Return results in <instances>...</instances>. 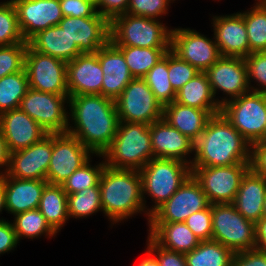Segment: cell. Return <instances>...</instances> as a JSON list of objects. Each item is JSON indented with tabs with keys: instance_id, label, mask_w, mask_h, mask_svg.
I'll use <instances>...</instances> for the list:
<instances>
[{
	"instance_id": "54",
	"label": "cell",
	"mask_w": 266,
	"mask_h": 266,
	"mask_svg": "<svg viewBox=\"0 0 266 266\" xmlns=\"http://www.w3.org/2000/svg\"><path fill=\"white\" fill-rule=\"evenodd\" d=\"M146 252V257L142 258L137 266H160L157 258L147 248Z\"/></svg>"
},
{
	"instance_id": "3",
	"label": "cell",
	"mask_w": 266,
	"mask_h": 266,
	"mask_svg": "<svg viewBox=\"0 0 266 266\" xmlns=\"http://www.w3.org/2000/svg\"><path fill=\"white\" fill-rule=\"evenodd\" d=\"M99 189L104 216L113 225L139 213H145L149 223L151 215L144 206L139 170L115 169L106 165L101 173Z\"/></svg>"
},
{
	"instance_id": "18",
	"label": "cell",
	"mask_w": 266,
	"mask_h": 266,
	"mask_svg": "<svg viewBox=\"0 0 266 266\" xmlns=\"http://www.w3.org/2000/svg\"><path fill=\"white\" fill-rule=\"evenodd\" d=\"M52 155V134L28 148L10 153L7 175L18 179L46 180Z\"/></svg>"
},
{
	"instance_id": "55",
	"label": "cell",
	"mask_w": 266,
	"mask_h": 266,
	"mask_svg": "<svg viewBox=\"0 0 266 266\" xmlns=\"http://www.w3.org/2000/svg\"><path fill=\"white\" fill-rule=\"evenodd\" d=\"M3 210H6L5 207V188H4V180L0 176V213H2ZM5 221V219L1 218L0 223Z\"/></svg>"
},
{
	"instance_id": "56",
	"label": "cell",
	"mask_w": 266,
	"mask_h": 266,
	"mask_svg": "<svg viewBox=\"0 0 266 266\" xmlns=\"http://www.w3.org/2000/svg\"><path fill=\"white\" fill-rule=\"evenodd\" d=\"M263 216L266 217V196H265V201H264V206H263Z\"/></svg>"
},
{
	"instance_id": "45",
	"label": "cell",
	"mask_w": 266,
	"mask_h": 266,
	"mask_svg": "<svg viewBox=\"0 0 266 266\" xmlns=\"http://www.w3.org/2000/svg\"><path fill=\"white\" fill-rule=\"evenodd\" d=\"M185 224L200 241L212 240L211 204L199 212L192 213L185 220Z\"/></svg>"
},
{
	"instance_id": "4",
	"label": "cell",
	"mask_w": 266,
	"mask_h": 266,
	"mask_svg": "<svg viewBox=\"0 0 266 266\" xmlns=\"http://www.w3.org/2000/svg\"><path fill=\"white\" fill-rule=\"evenodd\" d=\"M96 156L102 157L111 168L141 170L154 158L150 125L119 121L110 146Z\"/></svg>"
},
{
	"instance_id": "52",
	"label": "cell",
	"mask_w": 266,
	"mask_h": 266,
	"mask_svg": "<svg viewBox=\"0 0 266 266\" xmlns=\"http://www.w3.org/2000/svg\"><path fill=\"white\" fill-rule=\"evenodd\" d=\"M255 249L266 253V217L255 223Z\"/></svg>"
},
{
	"instance_id": "12",
	"label": "cell",
	"mask_w": 266,
	"mask_h": 266,
	"mask_svg": "<svg viewBox=\"0 0 266 266\" xmlns=\"http://www.w3.org/2000/svg\"><path fill=\"white\" fill-rule=\"evenodd\" d=\"M25 70L28 76L29 88L56 95H69L66 62L34 51L28 45Z\"/></svg>"
},
{
	"instance_id": "41",
	"label": "cell",
	"mask_w": 266,
	"mask_h": 266,
	"mask_svg": "<svg viewBox=\"0 0 266 266\" xmlns=\"http://www.w3.org/2000/svg\"><path fill=\"white\" fill-rule=\"evenodd\" d=\"M28 42L0 46V79L25 69Z\"/></svg>"
},
{
	"instance_id": "2",
	"label": "cell",
	"mask_w": 266,
	"mask_h": 266,
	"mask_svg": "<svg viewBox=\"0 0 266 266\" xmlns=\"http://www.w3.org/2000/svg\"><path fill=\"white\" fill-rule=\"evenodd\" d=\"M191 167L231 166L250 163L251 144L220 112L213 115L193 144Z\"/></svg>"
},
{
	"instance_id": "32",
	"label": "cell",
	"mask_w": 266,
	"mask_h": 266,
	"mask_svg": "<svg viewBox=\"0 0 266 266\" xmlns=\"http://www.w3.org/2000/svg\"><path fill=\"white\" fill-rule=\"evenodd\" d=\"M234 252L221 243L208 240L185 254L187 266H232Z\"/></svg>"
},
{
	"instance_id": "24",
	"label": "cell",
	"mask_w": 266,
	"mask_h": 266,
	"mask_svg": "<svg viewBox=\"0 0 266 266\" xmlns=\"http://www.w3.org/2000/svg\"><path fill=\"white\" fill-rule=\"evenodd\" d=\"M103 71L102 95L116 100L133 80L121 50L110 40L97 52Z\"/></svg>"
},
{
	"instance_id": "42",
	"label": "cell",
	"mask_w": 266,
	"mask_h": 266,
	"mask_svg": "<svg viewBox=\"0 0 266 266\" xmlns=\"http://www.w3.org/2000/svg\"><path fill=\"white\" fill-rule=\"evenodd\" d=\"M243 60L250 91L266 93V51L250 53ZM251 82L257 83L256 86L254 87Z\"/></svg>"
},
{
	"instance_id": "35",
	"label": "cell",
	"mask_w": 266,
	"mask_h": 266,
	"mask_svg": "<svg viewBox=\"0 0 266 266\" xmlns=\"http://www.w3.org/2000/svg\"><path fill=\"white\" fill-rule=\"evenodd\" d=\"M239 13L247 28L249 54L266 51V7L257 0L252 9Z\"/></svg>"
},
{
	"instance_id": "10",
	"label": "cell",
	"mask_w": 266,
	"mask_h": 266,
	"mask_svg": "<svg viewBox=\"0 0 266 266\" xmlns=\"http://www.w3.org/2000/svg\"><path fill=\"white\" fill-rule=\"evenodd\" d=\"M119 121L151 125L162 119L163 106L143 78H133L115 100Z\"/></svg>"
},
{
	"instance_id": "11",
	"label": "cell",
	"mask_w": 266,
	"mask_h": 266,
	"mask_svg": "<svg viewBox=\"0 0 266 266\" xmlns=\"http://www.w3.org/2000/svg\"><path fill=\"white\" fill-rule=\"evenodd\" d=\"M210 204H232L250 163L231 166L191 167Z\"/></svg>"
},
{
	"instance_id": "21",
	"label": "cell",
	"mask_w": 266,
	"mask_h": 266,
	"mask_svg": "<svg viewBox=\"0 0 266 266\" xmlns=\"http://www.w3.org/2000/svg\"><path fill=\"white\" fill-rule=\"evenodd\" d=\"M103 71L97 53H82L67 63L70 96L102 95Z\"/></svg>"
},
{
	"instance_id": "33",
	"label": "cell",
	"mask_w": 266,
	"mask_h": 266,
	"mask_svg": "<svg viewBox=\"0 0 266 266\" xmlns=\"http://www.w3.org/2000/svg\"><path fill=\"white\" fill-rule=\"evenodd\" d=\"M117 47L123 53L129 71L134 78H143L171 50V48Z\"/></svg>"
},
{
	"instance_id": "51",
	"label": "cell",
	"mask_w": 266,
	"mask_h": 266,
	"mask_svg": "<svg viewBox=\"0 0 266 266\" xmlns=\"http://www.w3.org/2000/svg\"><path fill=\"white\" fill-rule=\"evenodd\" d=\"M19 243L12 222L5 220L0 223V256L14 251Z\"/></svg>"
},
{
	"instance_id": "8",
	"label": "cell",
	"mask_w": 266,
	"mask_h": 266,
	"mask_svg": "<svg viewBox=\"0 0 266 266\" xmlns=\"http://www.w3.org/2000/svg\"><path fill=\"white\" fill-rule=\"evenodd\" d=\"M212 240L234 253L255 249V222L244 218L233 204H211Z\"/></svg>"
},
{
	"instance_id": "31",
	"label": "cell",
	"mask_w": 266,
	"mask_h": 266,
	"mask_svg": "<svg viewBox=\"0 0 266 266\" xmlns=\"http://www.w3.org/2000/svg\"><path fill=\"white\" fill-rule=\"evenodd\" d=\"M67 198L68 195L62 185L48 183L42 192L38 209L56 233L60 232L64 224L70 220Z\"/></svg>"
},
{
	"instance_id": "49",
	"label": "cell",
	"mask_w": 266,
	"mask_h": 266,
	"mask_svg": "<svg viewBox=\"0 0 266 266\" xmlns=\"http://www.w3.org/2000/svg\"><path fill=\"white\" fill-rule=\"evenodd\" d=\"M232 266H266V253L257 249L236 252Z\"/></svg>"
},
{
	"instance_id": "23",
	"label": "cell",
	"mask_w": 266,
	"mask_h": 266,
	"mask_svg": "<svg viewBox=\"0 0 266 266\" xmlns=\"http://www.w3.org/2000/svg\"><path fill=\"white\" fill-rule=\"evenodd\" d=\"M150 134L154 158L178 160L191 165L194 142L187 136L163 118L150 125Z\"/></svg>"
},
{
	"instance_id": "57",
	"label": "cell",
	"mask_w": 266,
	"mask_h": 266,
	"mask_svg": "<svg viewBox=\"0 0 266 266\" xmlns=\"http://www.w3.org/2000/svg\"><path fill=\"white\" fill-rule=\"evenodd\" d=\"M266 7V0H259Z\"/></svg>"
},
{
	"instance_id": "22",
	"label": "cell",
	"mask_w": 266,
	"mask_h": 266,
	"mask_svg": "<svg viewBox=\"0 0 266 266\" xmlns=\"http://www.w3.org/2000/svg\"><path fill=\"white\" fill-rule=\"evenodd\" d=\"M0 128L9 153L28 148L48 134L20 108L1 113Z\"/></svg>"
},
{
	"instance_id": "28",
	"label": "cell",
	"mask_w": 266,
	"mask_h": 266,
	"mask_svg": "<svg viewBox=\"0 0 266 266\" xmlns=\"http://www.w3.org/2000/svg\"><path fill=\"white\" fill-rule=\"evenodd\" d=\"M28 45L34 51L53 56L66 63L82 54L76 43L71 41L59 25L38 32L28 41Z\"/></svg>"
},
{
	"instance_id": "58",
	"label": "cell",
	"mask_w": 266,
	"mask_h": 266,
	"mask_svg": "<svg viewBox=\"0 0 266 266\" xmlns=\"http://www.w3.org/2000/svg\"><path fill=\"white\" fill-rule=\"evenodd\" d=\"M92 1L95 5L99 2V0H90Z\"/></svg>"
},
{
	"instance_id": "13",
	"label": "cell",
	"mask_w": 266,
	"mask_h": 266,
	"mask_svg": "<svg viewBox=\"0 0 266 266\" xmlns=\"http://www.w3.org/2000/svg\"><path fill=\"white\" fill-rule=\"evenodd\" d=\"M94 155L76 137L69 133L52 134V155L46 181L62 185L72 173Z\"/></svg>"
},
{
	"instance_id": "44",
	"label": "cell",
	"mask_w": 266,
	"mask_h": 266,
	"mask_svg": "<svg viewBox=\"0 0 266 266\" xmlns=\"http://www.w3.org/2000/svg\"><path fill=\"white\" fill-rule=\"evenodd\" d=\"M175 0H129L127 14L157 19L168 14V6Z\"/></svg>"
},
{
	"instance_id": "34",
	"label": "cell",
	"mask_w": 266,
	"mask_h": 266,
	"mask_svg": "<svg viewBox=\"0 0 266 266\" xmlns=\"http://www.w3.org/2000/svg\"><path fill=\"white\" fill-rule=\"evenodd\" d=\"M12 225L19 242L22 237L35 239L42 235L49 238L57 235L38 208L14 215Z\"/></svg>"
},
{
	"instance_id": "16",
	"label": "cell",
	"mask_w": 266,
	"mask_h": 266,
	"mask_svg": "<svg viewBox=\"0 0 266 266\" xmlns=\"http://www.w3.org/2000/svg\"><path fill=\"white\" fill-rule=\"evenodd\" d=\"M205 73L214 96L218 90L226 95L221 105L250 91L243 58L221 56Z\"/></svg>"
},
{
	"instance_id": "17",
	"label": "cell",
	"mask_w": 266,
	"mask_h": 266,
	"mask_svg": "<svg viewBox=\"0 0 266 266\" xmlns=\"http://www.w3.org/2000/svg\"><path fill=\"white\" fill-rule=\"evenodd\" d=\"M58 25L82 53H96L110 40V22L98 12L92 17H63Z\"/></svg>"
},
{
	"instance_id": "30",
	"label": "cell",
	"mask_w": 266,
	"mask_h": 266,
	"mask_svg": "<svg viewBox=\"0 0 266 266\" xmlns=\"http://www.w3.org/2000/svg\"><path fill=\"white\" fill-rule=\"evenodd\" d=\"M175 102L206 111H221L220 100L218 97L215 99L205 72L197 73L183 85L176 92Z\"/></svg>"
},
{
	"instance_id": "25",
	"label": "cell",
	"mask_w": 266,
	"mask_h": 266,
	"mask_svg": "<svg viewBox=\"0 0 266 266\" xmlns=\"http://www.w3.org/2000/svg\"><path fill=\"white\" fill-rule=\"evenodd\" d=\"M5 188L6 211L13 216L28 210L37 209L46 180L18 179L7 174L1 175Z\"/></svg>"
},
{
	"instance_id": "50",
	"label": "cell",
	"mask_w": 266,
	"mask_h": 266,
	"mask_svg": "<svg viewBox=\"0 0 266 266\" xmlns=\"http://www.w3.org/2000/svg\"><path fill=\"white\" fill-rule=\"evenodd\" d=\"M250 169L266 178V140L251 145Z\"/></svg>"
},
{
	"instance_id": "19",
	"label": "cell",
	"mask_w": 266,
	"mask_h": 266,
	"mask_svg": "<svg viewBox=\"0 0 266 266\" xmlns=\"http://www.w3.org/2000/svg\"><path fill=\"white\" fill-rule=\"evenodd\" d=\"M16 8L22 36L28 42L63 19L59 0H11Z\"/></svg>"
},
{
	"instance_id": "15",
	"label": "cell",
	"mask_w": 266,
	"mask_h": 266,
	"mask_svg": "<svg viewBox=\"0 0 266 266\" xmlns=\"http://www.w3.org/2000/svg\"><path fill=\"white\" fill-rule=\"evenodd\" d=\"M171 51L200 72H205L221 57L214 38L190 28L172 29Z\"/></svg>"
},
{
	"instance_id": "1",
	"label": "cell",
	"mask_w": 266,
	"mask_h": 266,
	"mask_svg": "<svg viewBox=\"0 0 266 266\" xmlns=\"http://www.w3.org/2000/svg\"><path fill=\"white\" fill-rule=\"evenodd\" d=\"M68 107L72 125L69 122L67 133L93 154H102L117 133L119 117L115 101L103 95H77L69 97Z\"/></svg>"
},
{
	"instance_id": "40",
	"label": "cell",
	"mask_w": 266,
	"mask_h": 266,
	"mask_svg": "<svg viewBox=\"0 0 266 266\" xmlns=\"http://www.w3.org/2000/svg\"><path fill=\"white\" fill-rule=\"evenodd\" d=\"M25 42L18 24L16 8L11 0L0 2V46Z\"/></svg>"
},
{
	"instance_id": "29",
	"label": "cell",
	"mask_w": 266,
	"mask_h": 266,
	"mask_svg": "<svg viewBox=\"0 0 266 266\" xmlns=\"http://www.w3.org/2000/svg\"><path fill=\"white\" fill-rule=\"evenodd\" d=\"M147 225L149 236L165 249L186 254L200 243L185 222L148 223Z\"/></svg>"
},
{
	"instance_id": "43",
	"label": "cell",
	"mask_w": 266,
	"mask_h": 266,
	"mask_svg": "<svg viewBox=\"0 0 266 266\" xmlns=\"http://www.w3.org/2000/svg\"><path fill=\"white\" fill-rule=\"evenodd\" d=\"M199 72L188 62L181 60L171 50L168 51V77L175 92Z\"/></svg>"
},
{
	"instance_id": "7",
	"label": "cell",
	"mask_w": 266,
	"mask_h": 266,
	"mask_svg": "<svg viewBox=\"0 0 266 266\" xmlns=\"http://www.w3.org/2000/svg\"><path fill=\"white\" fill-rule=\"evenodd\" d=\"M221 113L251 145L266 140V93L249 91L231 99Z\"/></svg>"
},
{
	"instance_id": "39",
	"label": "cell",
	"mask_w": 266,
	"mask_h": 266,
	"mask_svg": "<svg viewBox=\"0 0 266 266\" xmlns=\"http://www.w3.org/2000/svg\"><path fill=\"white\" fill-rule=\"evenodd\" d=\"M90 158L85 164L78 168L70 177L62 184L64 191L68 194H75L86 188L99 187L101 173L106 166L105 161L97 163L94 166Z\"/></svg>"
},
{
	"instance_id": "46",
	"label": "cell",
	"mask_w": 266,
	"mask_h": 266,
	"mask_svg": "<svg viewBox=\"0 0 266 266\" xmlns=\"http://www.w3.org/2000/svg\"><path fill=\"white\" fill-rule=\"evenodd\" d=\"M147 249L157 258L160 266H187L185 254L159 246L149 235Z\"/></svg>"
},
{
	"instance_id": "38",
	"label": "cell",
	"mask_w": 266,
	"mask_h": 266,
	"mask_svg": "<svg viewBox=\"0 0 266 266\" xmlns=\"http://www.w3.org/2000/svg\"><path fill=\"white\" fill-rule=\"evenodd\" d=\"M67 207L69 218H87L93 213L103 212L99 187L86 188L75 194H68Z\"/></svg>"
},
{
	"instance_id": "48",
	"label": "cell",
	"mask_w": 266,
	"mask_h": 266,
	"mask_svg": "<svg viewBox=\"0 0 266 266\" xmlns=\"http://www.w3.org/2000/svg\"><path fill=\"white\" fill-rule=\"evenodd\" d=\"M129 0H99L96 4L97 12L109 22L122 14H126Z\"/></svg>"
},
{
	"instance_id": "14",
	"label": "cell",
	"mask_w": 266,
	"mask_h": 266,
	"mask_svg": "<svg viewBox=\"0 0 266 266\" xmlns=\"http://www.w3.org/2000/svg\"><path fill=\"white\" fill-rule=\"evenodd\" d=\"M209 205L200 183L191 175L151 214L149 223L185 222L192 213L199 212Z\"/></svg>"
},
{
	"instance_id": "5",
	"label": "cell",
	"mask_w": 266,
	"mask_h": 266,
	"mask_svg": "<svg viewBox=\"0 0 266 266\" xmlns=\"http://www.w3.org/2000/svg\"><path fill=\"white\" fill-rule=\"evenodd\" d=\"M139 173L144 206L151 215L192 175V169L191 165L178 160L152 158ZM145 195L152 198L153 207L147 208Z\"/></svg>"
},
{
	"instance_id": "36",
	"label": "cell",
	"mask_w": 266,
	"mask_h": 266,
	"mask_svg": "<svg viewBox=\"0 0 266 266\" xmlns=\"http://www.w3.org/2000/svg\"><path fill=\"white\" fill-rule=\"evenodd\" d=\"M29 89L26 70L9 74L0 79V114L19 108Z\"/></svg>"
},
{
	"instance_id": "53",
	"label": "cell",
	"mask_w": 266,
	"mask_h": 266,
	"mask_svg": "<svg viewBox=\"0 0 266 266\" xmlns=\"http://www.w3.org/2000/svg\"><path fill=\"white\" fill-rule=\"evenodd\" d=\"M9 158H10V153L8 151L6 141L3 137V133L0 128V176L7 173L9 167Z\"/></svg>"
},
{
	"instance_id": "9",
	"label": "cell",
	"mask_w": 266,
	"mask_h": 266,
	"mask_svg": "<svg viewBox=\"0 0 266 266\" xmlns=\"http://www.w3.org/2000/svg\"><path fill=\"white\" fill-rule=\"evenodd\" d=\"M69 95H56L29 88L19 108L35 120L48 134L66 133L69 125Z\"/></svg>"
},
{
	"instance_id": "27",
	"label": "cell",
	"mask_w": 266,
	"mask_h": 266,
	"mask_svg": "<svg viewBox=\"0 0 266 266\" xmlns=\"http://www.w3.org/2000/svg\"><path fill=\"white\" fill-rule=\"evenodd\" d=\"M265 196L266 178L249 169L241 179L232 204L244 218L256 223L263 217Z\"/></svg>"
},
{
	"instance_id": "37",
	"label": "cell",
	"mask_w": 266,
	"mask_h": 266,
	"mask_svg": "<svg viewBox=\"0 0 266 266\" xmlns=\"http://www.w3.org/2000/svg\"><path fill=\"white\" fill-rule=\"evenodd\" d=\"M143 79L163 107L175 101L176 92L168 77V52L147 72Z\"/></svg>"
},
{
	"instance_id": "26",
	"label": "cell",
	"mask_w": 266,
	"mask_h": 266,
	"mask_svg": "<svg viewBox=\"0 0 266 266\" xmlns=\"http://www.w3.org/2000/svg\"><path fill=\"white\" fill-rule=\"evenodd\" d=\"M221 111H206L181 105L175 101L163 108V119L183 135L195 142L204 131L210 118Z\"/></svg>"
},
{
	"instance_id": "6",
	"label": "cell",
	"mask_w": 266,
	"mask_h": 266,
	"mask_svg": "<svg viewBox=\"0 0 266 266\" xmlns=\"http://www.w3.org/2000/svg\"><path fill=\"white\" fill-rule=\"evenodd\" d=\"M161 20L122 14L110 21V41L116 46L171 48V31Z\"/></svg>"
},
{
	"instance_id": "20",
	"label": "cell",
	"mask_w": 266,
	"mask_h": 266,
	"mask_svg": "<svg viewBox=\"0 0 266 266\" xmlns=\"http://www.w3.org/2000/svg\"><path fill=\"white\" fill-rule=\"evenodd\" d=\"M212 17L213 37L221 56L246 58L249 41L243 16L237 12Z\"/></svg>"
},
{
	"instance_id": "47",
	"label": "cell",
	"mask_w": 266,
	"mask_h": 266,
	"mask_svg": "<svg viewBox=\"0 0 266 266\" xmlns=\"http://www.w3.org/2000/svg\"><path fill=\"white\" fill-rule=\"evenodd\" d=\"M64 17H92L96 12V5L90 0H59Z\"/></svg>"
}]
</instances>
